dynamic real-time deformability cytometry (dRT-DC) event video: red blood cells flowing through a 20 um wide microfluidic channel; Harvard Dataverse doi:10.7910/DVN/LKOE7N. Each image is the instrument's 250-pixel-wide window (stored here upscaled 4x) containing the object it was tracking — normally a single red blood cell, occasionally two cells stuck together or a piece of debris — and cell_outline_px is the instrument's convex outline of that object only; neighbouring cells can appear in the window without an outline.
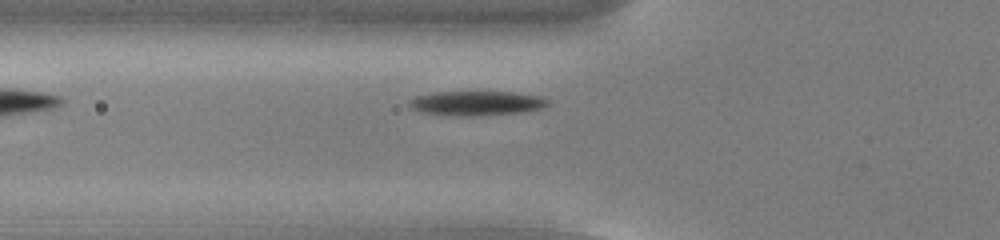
{"species": "common noctule bat (a hibernating species)", "species_latin": "Nyctalus noctula", "temperature_condition": "cold", "stored_images_in_passage": 32, "camera_frame_rate_fps": 3000, "um_per_image_px": 0.085, "animal": {"sex": "male", "body_mass_g": 13.0, "forearm_length_mm": 53.1}, "frame": {"image": 1, "passage_image": 4, "time_ms": 1.0, "image_size_px": [1000, 240], "cell_outline_px": [[548, 104], [540, 108], [524, 112], [480, 116], [452, 116], [420, 112], [412, 108], [408, 104], [408, 100], [416, 96], [436, 92], [512, 92], [540, 96], [548, 100]], "centroid_in_image_um": [40.47, 8.78], "position_along_channel_um": 85.3, "area_um2": 19.88}}
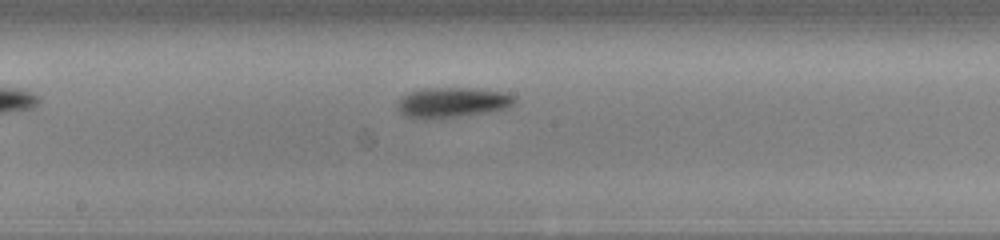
{"frame": {"image": 2, "passage_image": 14, "time_ms": 4.333, "image_size_px": [1000, 240], "cell_outline_px": [[516, 100], [508, 108], [488, 112], [432, 120], [424, 120], [404, 116], [396, 108], [396, 104], [400, 96], [408, 92], [424, 88], [476, 88], [504, 92], [516, 96]], "centroid_in_image_um": [38.39, 8.72], "position_along_channel_um": 209.8, "area_um2": 21.15}}
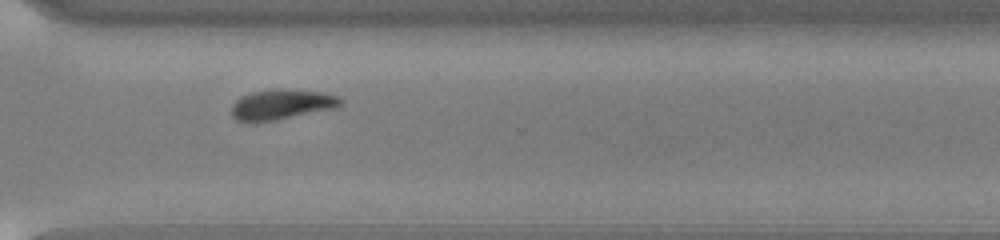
{"frame": {"image": 3, "passage_image": 25, "time_ms": 8.0, "image_size_px": [1000, 240], "cell_outline_px": [[344, 100], [336, 108], [256, 124], [248, 124], [236, 120], [232, 116], [232, 104], [240, 96], [252, 92], [280, 88], [324, 92], [340, 96]], "centroid_in_image_um": [23.91, 8.9], "position_along_channel_um": 346.7, "area_um2": 19.77}, "authors_computed_cell_mechanics": {"area_um2": 19.7098, "velocity_mm_per_s": 3.7336, "shape_relaxation_time_tau1_ms": 1.9263, "shape_relaxation_time_tau2_ms": null, "deformation_change_tau1": 0.1259, "deformation_change_tau2": null}}